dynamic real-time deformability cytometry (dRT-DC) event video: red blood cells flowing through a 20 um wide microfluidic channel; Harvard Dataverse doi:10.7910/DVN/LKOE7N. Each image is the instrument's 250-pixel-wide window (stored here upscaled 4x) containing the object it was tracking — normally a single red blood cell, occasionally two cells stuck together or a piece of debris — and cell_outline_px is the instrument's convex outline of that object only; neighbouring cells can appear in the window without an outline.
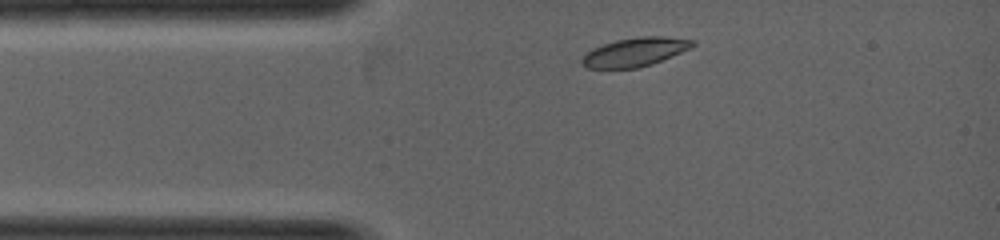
{"species": "common noctule bat (a hibernating species)", "species_latin": "Nyctalus noctula", "temperature_condition": "warm", "stored_images_in_passage": 2, "camera_frame_rate_fps": 5000, "um_per_image_px": 0.085, "animal": {"sex": "female", "body_mass_g": 19.0, "forearm_length_mm": 53.3}, "frame": {"image": 1, "passage_image": 1, "time_ms": 0.0, "image_size_px": [1000, 240], "cell_outline_px": [[696, 44], [680, 52], [652, 64], [640, 68], [588, 68], [580, 64], [580, 60], [592, 48], [616, 40], [640, 36], [664, 36], [696, 40]], "centroid_in_image_um": [53.96, 4.42], "position_along_channel_um": 31.0, "area_um2": 18.44}}
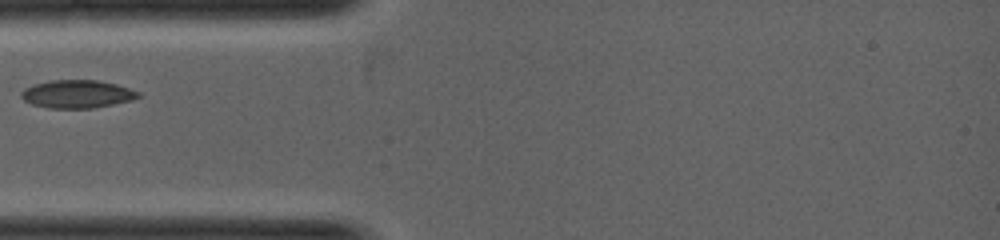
{"frame": {"image": 2, "passage_image": 2, "time_ms": 0.8, "image_size_px": [1000, 240], "cell_outline_px": [[140, 96], [132, 100], [92, 108], [48, 108], [32, 104], [24, 100], [20, 96], [20, 92], [24, 88], [32, 84], [52, 80], [96, 80], [116, 84], [140, 92]], "centroid_in_image_um": [6.52, 7.99], "position_along_channel_um": 78.5, "area_um2": 19.07}}